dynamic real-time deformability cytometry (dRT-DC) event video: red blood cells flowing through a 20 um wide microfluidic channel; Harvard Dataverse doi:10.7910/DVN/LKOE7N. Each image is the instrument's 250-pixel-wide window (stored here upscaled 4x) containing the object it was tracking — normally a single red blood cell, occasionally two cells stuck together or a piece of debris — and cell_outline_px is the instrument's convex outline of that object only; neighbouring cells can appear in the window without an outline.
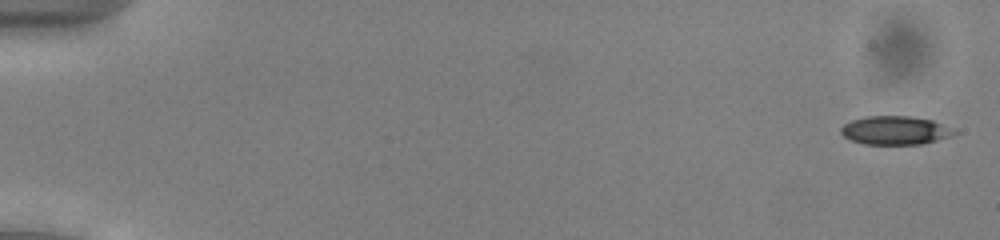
{"species": "common noctule bat (a hibernating species)", "species_latin": "Nyctalus noctula", "temperature_condition": "cold", "stored_images_in_passage": 53, "camera_frame_rate_fps": 3000, "um_per_image_px": 0.085, "animal": {"sex": "male", "body_mass_g": 13.0, "forearm_length_mm": 53.1}, "frame": {"image": 1, "passage_image": 2, "time_ms": 0.333, "image_size_px": [1000, 240], "cell_outline_px": [[960, 132], [936, 140], [920, 144], [864, 144], [852, 140], [844, 136], [840, 132], [840, 128], [844, 124], [852, 120], [864, 116], [912, 116], [932, 120]], "centroid_in_image_um": [76.06, 11.07], "position_along_channel_um": 8.9, "area_um2": 18.73}}
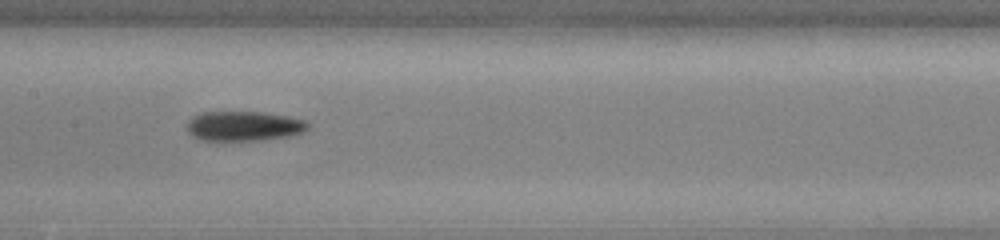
{"frame": {"image": 2, "passage_image": 28, "time_ms": 9.0, "image_size_px": [1000, 240], "cell_outline_px": [[308, 128], [304, 132], [288, 136], [260, 140], [200, 140], [192, 136], [188, 132], [188, 120], [200, 112], [264, 112], [288, 116], [304, 120], [308, 124]], "centroid_in_image_um": [20.72, 10.71], "position_along_channel_um": 186.7, "area_um2": 20.92}}
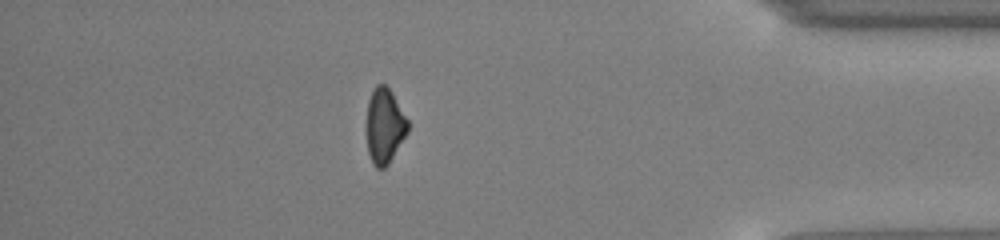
{"frame": {"image": 3, "passage_image": 47, "time_ms": 15.333, "image_size_px": [1000, 240], "cell_outline_px": [[408, 132], [388, 164], [384, 168], [376, 168], [372, 164], [368, 152], [364, 128], [368, 100], [376, 84], [384, 84], [392, 92], [408, 120]], "centroid_in_image_um": [32.64, 10.71], "position_along_channel_um": 402.6, "area_um2": 18.5}, "authors_computed_cell_mechanics": {"area_um2": 19.652, "velocity_mm_per_s": 3.954, "shape_relaxation_time_tau1_ms": 5.8852, "shape_relaxation_time_tau2_ms": null, "deformation_change_tau1": 0.1482, "deformation_change_tau2": null}}